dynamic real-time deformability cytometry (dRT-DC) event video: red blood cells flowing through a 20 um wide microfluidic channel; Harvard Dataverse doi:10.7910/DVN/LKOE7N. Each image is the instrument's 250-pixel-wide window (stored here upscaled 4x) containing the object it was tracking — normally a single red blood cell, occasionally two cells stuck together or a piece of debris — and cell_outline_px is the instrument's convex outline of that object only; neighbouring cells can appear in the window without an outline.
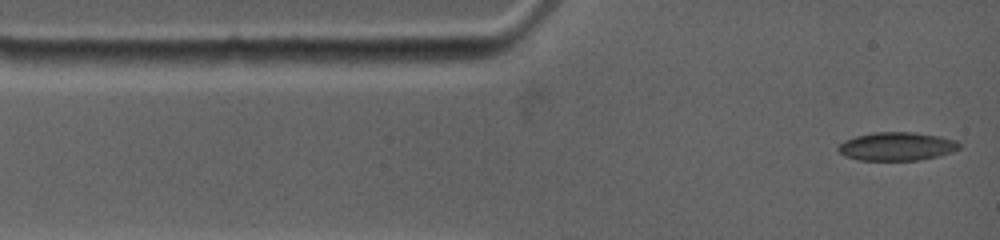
{"species": "common noctule bat (a hibernating species)", "species_latin": "Nyctalus noctula", "temperature_condition": "warm", "stored_images_in_passage": 3, "camera_frame_rate_fps": 4500, "um_per_image_px": 0.085, "animal": {"sex": "female", "body_mass_g": 19.0, "forearm_length_mm": 53.3}, "frame": {"image": 1, "passage_image": 1, "time_ms": 0.0, "image_size_px": [1000, 240], "cell_outline_px": [[960, 148], [952, 152], [936, 156], [916, 160], [860, 160], [844, 156], [836, 148], [844, 140], [856, 136], [876, 132], [912, 132], [936, 136], [956, 140], [960, 144]], "centroid_in_image_um": [76.2, 12.44], "position_along_channel_um": 8.8, "area_um2": 19.83}}
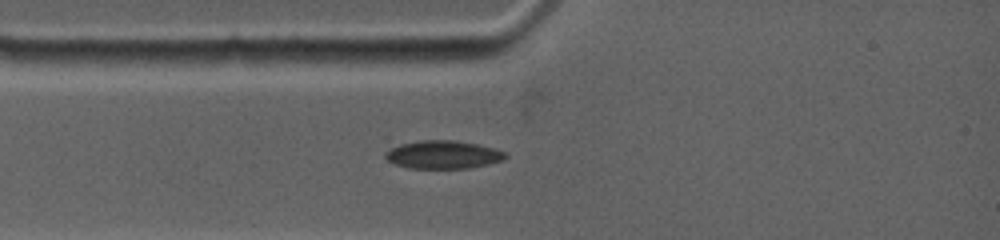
{"frame": {"image": 2, "passage_image": 3, "time_ms": 2.0, "image_size_px": [1000, 240], "cell_outline_px": [[508, 156], [504, 160], [488, 164], [468, 168], [408, 168], [396, 164], [388, 160], [384, 156], [384, 152], [400, 144], [420, 140], [456, 140], [476, 144], [492, 148], [504, 152]], "centroid_in_image_um": [37.65, 13.14], "position_along_channel_um": 47.3, "area_um2": 19.54}}